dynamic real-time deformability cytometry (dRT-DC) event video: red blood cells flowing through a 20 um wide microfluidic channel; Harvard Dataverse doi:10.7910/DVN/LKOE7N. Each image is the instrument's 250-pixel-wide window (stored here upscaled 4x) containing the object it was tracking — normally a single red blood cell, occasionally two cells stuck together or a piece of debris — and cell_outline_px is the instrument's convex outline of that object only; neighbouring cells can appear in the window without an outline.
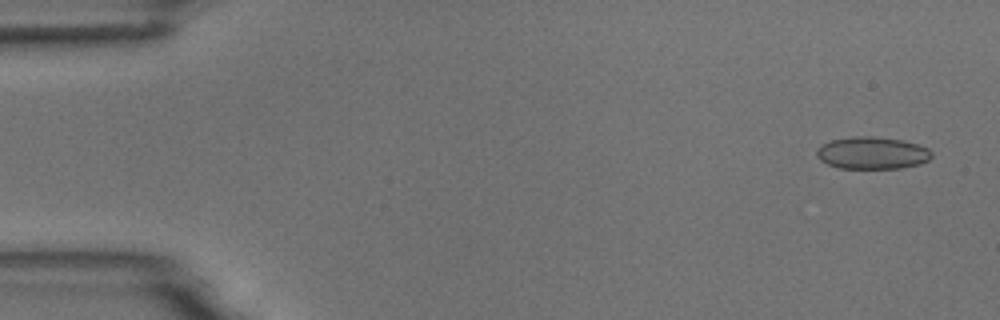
{"species": "common noctule bat (a hibernating species)", "species_latin": "Nyctalus noctula", "temperature_condition": "room temperature", "stored_images_in_passage": 7, "camera_frame_rate_fps": 3000, "um_per_image_px": 0.085, "animal": {"sex": "male", "body_mass_g": 18.8}, "frame": {"image": 1, "passage_image": 1, "time_ms": 0.0, "image_size_px": [1000, 320], "cell_outline_px": [[932, 156], [928, 160], [920, 164], [900, 168], [840, 168], [828, 164], [820, 160], [816, 156], [816, 152], [824, 144], [832, 140], [852, 136], [872, 136], [900, 140], [916, 144], [928, 148], [932, 152]], "centroid_in_image_um": [74.15, 13.01], "position_along_channel_um": 10.9, "area_um2": 21.39}}
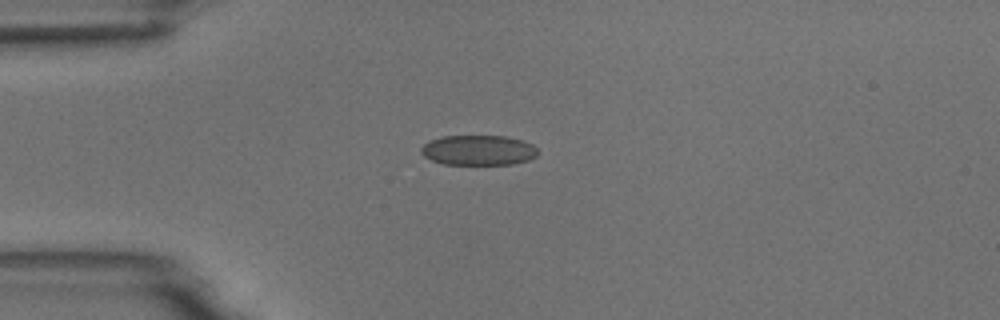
{"frame": {"image": 2, "passage_image": 4, "time_ms": 3.667, "image_size_px": [1000, 320], "cell_outline_px": [[540, 152], [536, 156], [528, 160], [512, 164], [444, 164], [432, 160], [424, 156], [420, 152], [420, 148], [428, 140], [440, 136], [504, 136], [520, 140], [532, 144]], "centroid_in_image_um": [40.64, 12.76], "position_along_channel_um": 44.4, "area_um2": 20.52}}